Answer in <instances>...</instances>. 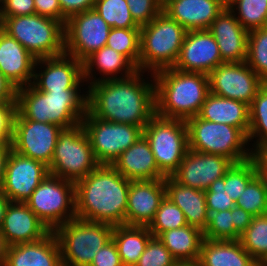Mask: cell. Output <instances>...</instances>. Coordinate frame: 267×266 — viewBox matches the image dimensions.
Wrapping results in <instances>:
<instances>
[{
	"label": "cell",
	"instance_id": "obj_48",
	"mask_svg": "<svg viewBox=\"0 0 267 266\" xmlns=\"http://www.w3.org/2000/svg\"><path fill=\"white\" fill-rule=\"evenodd\" d=\"M90 266H123L113 239L96 253Z\"/></svg>",
	"mask_w": 267,
	"mask_h": 266
},
{
	"label": "cell",
	"instance_id": "obj_23",
	"mask_svg": "<svg viewBox=\"0 0 267 266\" xmlns=\"http://www.w3.org/2000/svg\"><path fill=\"white\" fill-rule=\"evenodd\" d=\"M225 7V0H170L162 10L187 31H192L209 29Z\"/></svg>",
	"mask_w": 267,
	"mask_h": 266
},
{
	"label": "cell",
	"instance_id": "obj_15",
	"mask_svg": "<svg viewBox=\"0 0 267 266\" xmlns=\"http://www.w3.org/2000/svg\"><path fill=\"white\" fill-rule=\"evenodd\" d=\"M209 91L250 105L265 83L246 62H225L209 74Z\"/></svg>",
	"mask_w": 267,
	"mask_h": 266
},
{
	"label": "cell",
	"instance_id": "obj_5",
	"mask_svg": "<svg viewBox=\"0 0 267 266\" xmlns=\"http://www.w3.org/2000/svg\"><path fill=\"white\" fill-rule=\"evenodd\" d=\"M187 30L163 10L140 28L139 71L155 73L175 65Z\"/></svg>",
	"mask_w": 267,
	"mask_h": 266
},
{
	"label": "cell",
	"instance_id": "obj_34",
	"mask_svg": "<svg viewBox=\"0 0 267 266\" xmlns=\"http://www.w3.org/2000/svg\"><path fill=\"white\" fill-rule=\"evenodd\" d=\"M226 6L247 31L267 27V0H227Z\"/></svg>",
	"mask_w": 267,
	"mask_h": 266
},
{
	"label": "cell",
	"instance_id": "obj_44",
	"mask_svg": "<svg viewBox=\"0 0 267 266\" xmlns=\"http://www.w3.org/2000/svg\"><path fill=\"white\" fill-rule=\"evenodd\" d=\"M135 23L142 27L150 23L161 11L162 6L156 0H126Z\"/></svg>",
	"mask_w": 267,
	"mask_h": 266
},
{
	"label": "cell",
	"instance_id": "obj_27",
	"mask_svg": "<svg viewBox=\"0 0 267 266\" xmlns=\"http://www.w3.org/2000/svg\"><path fill=\"white\" fill-rule=\"evenodd\" d=\"M82 68L87 86L99 81L126 78L138 71L124 55L108 46L88 56L82 62ZM98 74L100 76L97 78Z\"/></svg>",
	"mask_w": 267,
	"mask_h": 266
},
{
	"label": "cell",
	"instance_id": "obj_8",
	"mask_svg": "<svg viewBox=\"0 0 267 266\" xmlns=\"http://www.w3.org/2000/svg\"><path fill=\"white\" fill-rule=\"evenodd\" d=\"M113 225L75 218L57 227L62 266H90L96 253L112 239Z\"/></svg>",
	"mask_w": 267,
	"mask_h": 266
},
{
	"label": "cell",
	"instance_id": "obj_45",
	"mask_svg": "<svg viewBox=\"0 0 267 266\" xmlns=\"http://www.w3.org/2000/svg\"><path fill=\"white\" fill-rule=\"evenodd\" d=\"M224 187V177H222L215 180L207 190L204 191L207 209L225 211L236 206L235 201L229 197L228 193H225Z\"/></svg>",
	"mask_w": 267,
	"mask_h": 266
},
{
	"label": "cell",
	"instance_id": "obj_54",
	"mask_svg": "<svg viewBox=\"0 0 267 266\" xmlns=\"http://www.w3.org/2000/svg\"><path fill=\"white\" fill-rule=\"evenodd\" d=\"M11 149L12 145H0V190L3 186L5 165Z\"/></svg>",
	"mask_w": 267,
	"mask_h": 266
},
{
	"label": "cell",
	"instance_id": "obj_21",
	"mask_svg": "<svg viewBox=\"0 0 267 266\" xmlns=\"http://www.w3.org/2000/svg\"><path fill=\"white\" fill-rule=\"evenodd\" d=\"M8 247L43 239L51 231L24 202H10L1 227Z\"/></svg>",
	"mask_w": 267,
	"mask_h": 266
},
{
	"label": "cell",
	"instance_id": "obj_20",
	"mask_svg": "<svg viewBox=\"0 0 267 266\" xmlns=\"http://www.w3.org/2000/svg\"><path fill=\"white\" fill-rule=\"evenodd\" d=\"M165 196V179L131 181L126 225L148 226Z\"/></svg>",
	"mask_w": 267,
	"mask_h": 266
},
{
	"label": "cell",
	"instance_id": "obj_24",
	"mask_svg": "<svg viewBox=\"0 0 267 266\" xmlns=\"http://www.w3.org/2000/svg\"><path fill=\"white\" fill-rule=\"evenodd\" d=\"M35 62L16 39L0 31V71L17 89L32 84Z\"/></svg>",
	"mask_w": 267,
	"mask_h": 266
},
{
	"label": "cell",
	"instance_id": "obj_53",
	"mask_svg": "<svg viewBox=\"0 0 267 266\" xmlns=\"http://www.w3.org/2000/svg\"><path fill=\"white\" fill-rule=\"evenodd\" d=\"M17 88L0 71V103L16 102Z\"/></svg>",
	"mask_w": 267,
	"mask_h": 266
},
{
	"label": "cell",
	"instance_id": "obj_33",
	"mask_svg": "<svg viewBox=\"0 0 267 266\" xmlns=\"http://www.w3.org/2000/svg\"><path fill=\"white\" fill-rule=\"evenodd\" d=\"M248 141L252 151L267 144V82L259 88L249 105Z\"/></svg>",
	"mask_w": 267,
	"mask_h": 266
},
{
	"label": "cell",
	"instance_id": "obj_51",
	"mask_svg": "<svg viewBox=\"0 0 267 266\" xmlns=\"http://www.w3.org/2000/svg\"><path fill=\"white\" fill-rule=\"evenodd\" d=\"M253 215L245 211L243 208L235 206L233 207V223L235 231L241 236V234L251 224Z\"/></svg>",
	"mask_w": 267,
	"mask_h": 266
},
{
	"label": "cell",
	"instance_id": "obj_57",
	"mask_svg": "<svg viewBox=\"0 0 267 266\" xmlns=\"http://www.w3.org/2000/svg\"><path fill=\"white\" fill-rule=\"evenodd\" d=\"M175 266H199L197 262H178Z\"/></svg>",
	"mask_w": 267,
	"mask_h": 266
},
{
	"label": "cell",
	"instance_id": "obj_40",
	"mask_svg": "<svg viewBox=\"0 0 267 266\" xmlns=\"http://www.w3.org/2000/svg\"><path fill=\"white\" fill-rule=\"evenodd\" d=\"M186 225L188 224L182 210L165 196L155 213L154 219L147 227L153 237H158L162 232Z\"/></svg>",
	"mask_w": 267,
	"mask_h": 266
},
{
	"label": "cell",
	"instance_id": "obj_13",
	"mask_svg": "<svg viewBox=\"0 0 267 266\" xmlns=\"http://www.w3.org/2000/svg\"><path fill=\"white\" fill-rule=\"evenodd\" d=\"M111 28L94 9L72 15L64 26L65 53L83 62L106 46Z\"/></svg>",
	"mask_w": 267,
	"mask_h": 266
},
{
	"label": "cell",
	"instance_id": "obj_6",
	"mask_svg": "<svg viewBox=\"0 0 267 266\" xmlns=\"http://www.w3.org/2000/svg\"><path fill=\"white\" fill-rule=\"evenodd\" d=\"M186 124L190 150L225 156L233 163L252 158L248 136L241 129L199 116L188 118Z\"/></svg>",
	"mask_w": 267,
	"mask_h": 266
},
{
	"label": "cell",
	"instance_id": "obj_4",
	"mask_svg": "<svg viewBox=\"0 0 267 266\" xmlns=\"http://www.w3.org/2000/svg\"><path fill=\"white\" fill-rule=\"evenodd\" d=\"M87 90L39 91L29 84L17 89V111L28 120L71 128L80 124L87 113Z\"/></svg>",
	"mask_w": 267,
	"mask_h": 266
},
{
	"label": "cell",
	"instance_id": "obj_22",
	"mask_svg": "<svg viewBox=\"0 0 267 266\" xmlns=\"http://www.w3.org/2000/svg\"><path fill=\"white\" fill-rule=\"evenodd\" d=\"M208 30L216 40L224 62H246L249 31L243 28L227 6Z\"/></svg>",
	"mask_w": 267,
	"mask_h": 266
},
{
	"label": "cell",
	"instance_id": "obj_55",
	"mask_svg": "<svg viewBox=\"0 0 267 266\" xmlns=\"http://www.w3.org/2000/svg\"><path fill=\"white\" fill-rule=\"evenodd\" d=\"M10 202L8 197L0 190V228L3 225L5 213Z\"/></svg>",
	"mask_w": 267,
	"mask_h": 266
},
{
	"label": "cell",
	"instance_id": "obj_3",
	"mask_svg": "<svg viewBox=\"0 0 267 266\" xmlns=\"http://www.w3.org/2000/svg\"><path fill=\"white\" fill-rule=\"evenodd\" d=\"M153 76L155 114L185 121L198 116L210 92L208 75L170 67L155 72Z\"/></svg>",
	"mask_w": 267,
	"mask_h": 266
},
{
	"label": "cell",
	"instance_id": "obj_58",
	"mask_svg": "<svg viewBox=\"0 0 267 266\" xmlns=\"http://www.w3.org/2000/svg\"><path fill=\"white\" fill-rule=\"evenodd\" d=\"M162 7L166 5L170 0H156Z\"/></svg>",
	"mask_w": 267,
	"mask_h": 266
},
{
	"label": "cell",
	"instance_id": "obj_46",
	"mask_svg": "<svg viewBox=\"0 0 267 266\" xmlns=\"http://www.w3.org/2000/svg\"><path fill=\"white\" fill-rule=\"evenodd\" d=\"M16 112V102L0 103V145H11Z\"/></svg>",
	"mask_w": 267,
	"mask_h": 266
},
{
	"label": "cell",
	"instance_id": "obj_59",
	"mask_svg": "<svg viewBox=\"0 0 267 266\" xmlns=\"http://www.w3.org/2000/svg\"><path fill=\"white\" fill-rule=\"evenodd\" d=\"M260 266H267V257L262 261Z\"/></svg>",
	"mask_w": 267,
	"mask_h": 266
},
{
	"label": "cell",
	"instance_id": "obj_60",
	"mask_svg": "<svg viewBox=\"0 0 267 266\" xmlns=\"http://www.w3.org/2000/svg\"><path fill=\"white\" fill-rule=\"evenodd\" d=\"M3 20L1 17V10H0V31L2 30Z\"/></svg>",
	"mask_w": 267,
	"mask_h": 266
},
{
	"label": "cell",
	"instance_id": "obj_50",
	"mask_svg": "<svg viewBox=\"0 0 267 266\" xmlns=\"http://www.w3.org/2000/svg\"><path fill=\"white\" fill-rule=\"evenodd\" d=\"M96 0H59L63 16L68 19L74 14L91 10Z\"/></svg>",
	"mask_w": 267,
	"mask_h": 266
},
{
	"label": "cell",
	"instance_id": "obj_35",
	"mask_svg": "<svg viewBox=\"0 0 267 266\" xmlns=\"http://www.w3.org/2000/svg\"><path fill=\"white\" fill-rule=\"evenodd\" d=\"M243 248L259 263L267 257V214L253 216L251 224L241 234Z\"/></svg>",
	"mask_w": 267,
	"mask_h": 266
},
{
	"label": "cell",
	"instance_id": "obj_41",
	"mask_svg": "<svg viewBox=\"0 0 267 266\" xmlns=\"http://www.w3.org/2000/svg\"><path fill=\"white\" fill-rule=\"evenodd\" d=\"M93 9L112 28H141L133 20L126 0H96Z\"/></svg>",
	"mask_w": 267,
	"mask_h": 266
},
{
	"label": "cell",
	"instance_id": "obj_32",
	"mask_svg": "<svg viewBox=\"0 0 267 266\" xmlns=\"http://www.w3.org/2000/svg\"><path fill=\"white\" fill-rule=\"evenodd\" d=\"M153 237L147 226L116 225L112 239L123 266H134Z\"/></svg>",
	"mask_w": 267,
	"mask_h": 266
},
{
	"label": "cell",
	"instance_id": "obj_14",
	"mask_svg": "<svg viewBox=\"0 0 267 266\" xmlns=\"http://www.w3.org/2000/svg\"><path fill=\"white\" fill-rule=\"evenodd\" d=\"M62 130V127L53 123L25 119L17 111L14 118L12 149L49 166Z\"/></svg>",
	"mask_w": 267,
	"mask_h": 266
},
{
	"label": "cell",
	"instance_id": "obj_30",
	"mask_svg": "<svg viewBox=\"0 0 267 266\" xmlns=\"http://www.w3.org/2000/svg\"><path fill=\"white\" fill-rule=\"evenodd\" d=\"M165 190L166 197L184 213L187 224L203 232L207 214L205 192L179 184L171 176L165 178Z\"/></svg>",
	"mask_w": 267,
	"mask_h": 266
},
{
	"label": "cell",
	"instance_id": "obj_38",
	"mask_svg": "<svg viewBox=\"0 0 267 266\" xmlns=\"http://www.w3.org/2000/svg\"><path fill=\"white\" fill-rule=\"evenodd\" d=\"M246 63L267 82V27L249 31Z\"/></svg>",
	"mask_w": 267,
	"mask_h": 266
},
{
	"label": "cell",
	"instance_id": "obj_39",
	"mask_svg": "<svg viewBox=\"0 0 267 266\" xmlns=\"http://www.w3.org/2000/svg\"><path fill=\"white\" fill-rule=\"evenodd\" d=\"M203 238L209 240H240L233 223V208L225 211L207 209Z\"/></svg>",
	"mask_w": 267,
	"mask_h": 266
},
{
	"label": "cell",
	"instance_id": "obj_19",
	"mask_svg": "<svg viewBox=\"0 0 267 266\" xmlns=\"http://www.w3.org/2000/svg\"><path fill=\"white\" fill-rule=\"evenodd\" d=\"M225 63L218 44L207 30L187 31L181 46L179 58L173 68L183 72L208 75L218 65Z\"/></svg>",
	"mask_w": 267,
	"mask_h": 266
},
{
	"label": "cell",
	"instance_id": "obj_28",
	"mask_svg": "<svg viewBox=\"0 0 267 266\" xmlns=\"http://www.w3.org/2000/svg\"><path fill=\"white\" fill-rule=\"evenodd\" d=\"M199 266H260L240 240H209L201 244Z\"/></svg>",
	"mask_w": 267,
	"mask_h": 266
},
{
	"label": "cell",
	"instance_id": "obj_49",
	"mask_svg": "<svg viewBox=\"0 0 267 266\" xmlns=\"http://www.w3.org/2000/svg\"><path fill=\"white\" fill-rule=\"evenodd\" d=\"M36 14L60 21L64 26L67 19L63 16L59 0H34Z\"/></svg>",
	"mask_w": 267,
	"mask_h": 266
},
{
	"label": "cell",
	"instance_id": "obj_2",
	"mask_svg": "<svg viewBox=\"0 0 267 266\" xmlns=\"http://www.w3.org/2000/svg\"><path fill=\"white\" fill-rule=\"evenodd\" d=\"M130 182L112 165H99L75 182L76 218L126 225Z\"/></svg>",
	"mask_w": 267,
	"mask_h": 266
},
{
	"label": "cell",
	"instance_id": "obj_17",
	"mask_svg": "<svg viewBox=\"0 0 267 266\" xmlns=\"http://www.w3.org/2000/svg\"><path fill=\"white\" fill-rule=\"evenodd\" d=\"M32 85L39 91H62L87 87L83 79L82 62L66 53L36 59Z\"/></svg>",
	"mask_w": 267,
	"mask_h": 266
},
{
	"label": "cell",
	"instance_id": "obj_42",
	"mask_svg": "<svg viewBox=\"0 0 267 266\" xmlns=\"http://www.w3.org/2000/svg\"><path fill=\"white\" fill-rule=\"evenodd\" d=\"M235 204L253 216L267 214V184L259 174L248 183Z\"/></svg>",
	"mask_w": 267,
	"mask_h": 266
},
{
	"label": "cell",
	"instance_id": "obj_29",
	"mask_svg": "<svg viewBox=\"0 0 267 266\" xmlns=\"http://www.w3.org/2000/svg\"><path fill=\"white\" fill-rule=\"evenodd\" d=\"M198 116L206 121L237 127L248 136L249 105L242 101L224 98L209 92Z\"/></svg>",
	"mask_w": 267,
	"mask_h": 266
},
{
	"label": "cell",
	"instance_id": "obj_11",
	"mask_svg": "<svg viewBox=\"0 0 267 266\" xmlns=\"http://www.w3.org/2000/svg\"><path fill=\"white\" fill-rule=\"evenodd\" d=\"M25 203L50 231H54L76 218L75 183L48 174Z\"/></svg>",
	"mask_w": 267,
	"mask_h": 266
},
{
	"label": "cell",
	"instance_id": "obj_47",
	"mask_svg": "<svg viewBox=\"0 0 267 266\" xmlns=\"http://www.w3.org/2000/svg\"><path fill=\"white\" fill-rule=\"evenodd\" d=\"M1 17L36 14L34 0H2Z\"/></svg>",
	"mask_w": 267,
	"mask_h": 266
},
{
	"label": "cell",
	"instance_id": "obj_26",
	"mask_svg": "<svg viewBox=\"0 0 267 266\" xmlns=\"http://www.w3.org/2000/svg\"><path fill=\"white\" fill-rule=\"evenodd\" d=\"M5 266H62L55 233L51 231L43 239L9 246Z\"/></svg>",
	"mask_w": 267,
	"mask_h": 266
},
{
	"label": "cell",
	"instance_id": "obj_9",
	"mask_svg": "<svg viewBox=\"0 0 267 266\" xmlns=\"http://www.w3.org/2000/svg\"><path fill=\"white\" fill-rule=\"evenodd\" d=\"M159 170L171 176L189 150L185 120L164 118L155 114L143 128Z\"/></svg>",
	"mask_w": 267,
	"mask_h": 266
},
{
	"label": "cell",
	"instance_id": "obj_52",
	"mask_svg": "<svg viewBox=\"0 0 267 266\" xmlns=\"http://www.w3.org/2000/svg\"><path fill=\"white\" fill-rule=\"evenodd\" d=\"M252 158L256 162L258 174L267 184V144L256 147L252 151Z\"/></svg>",
	"mask_w": 267,
	"mask_h": 266
},
{
	"label": "cell",
	"instance_id": "obj_12",
	"mask_svg": "<svg viewBox=\"0 0 267 266\" xmlns=\"http://www.w3.org/2000/svg\"><path fill=\"white\" fill-rule=\"evenodd\" d=\"M81 124L99 165H112L121 153L143 135L140 126L104 121L94 117L88 110Z\"/></svg>",
	"mask_w": 267,
	"mask_h": 266
},
{
	"label": "cell",
	"instance_id": "obj_25",
	"mask_svg": "<svg viewBox=\"0 0 267 266\" xmlns=\"http://www.w3.org/2000/svg\"><path fill=\"white\" fill-rule=\"evenodd\" d=\"M112 166L131 181L166 178L159 170L150 145L143 135L121 153Z\"/></svg>",
	"mask_w": 267,
	"mask_h": 266
},
{
	"label": "cell",
	"instance_id": "obj_43",
	"mask_svg": "<svg viewBox=\"0 0 267 266\" xmlns=\"http://www.w3.org/2000/svg\"><path fill=\"white\" fill-rule=\"evenodd\" d=\"M177 263L159 238L152 237L134 266H175Z\"/></svg>",
	"mask_w": 267,
	"mask_h": 266
},
{
	"label": "cell",
	"instance_id": "obj_36",
	"mask_svg": "<svg viewBox=\"0 0 267 266\" xmlns=\"http://www.w3.org/2000/svg\"><path fill=\"white\" fill-rule=\"evenodd\" d=\"M106 46L124 55L139 70L140 28H111Z\"/></svg>",
	"mask_w": 267,
	"mask_h": 266
},
{
	"label": "cell",
	"instance_id": "obj_10",
	"mask_svg": "<svg viewBox=\"0 0 267 266\" xmlns=\"http://www.w3.org/2000/svg\"><path fill=\"white\" fill-rule=\"evenodd\" d=\"M98 166L81 123L59 133L54 155L48 166L49 174L75 183Z\"/></svg>",
	"mask_w": 267,
	"mask_h": 266
},
{
	"label": "cell",
	"instance_id": "obj_37",
	"mask_svg": "<svg viewBox=\"0 0 267 266\" xmlns=\"http://www.w3.org/2000/svg\"><path fill=\"white\" fill-rule=\"evenodd\" d=\"M258 174L256 162L253 158L246 161L233 163L224 176L225 193L233 201L240 197L248 183Z\"/></svg>",
	"mask_w": 267,
	"mask_h": 266
},
{
	"label": "cell",
	"instance_id": "obj_18",
	"mask_svg": "<svg viewBox=\"0 0 267 266\" xmlns=\"http://www.w3.org/2000/svg\"><path fill=\"white\" fill-rule=\"evenodd\" d=\"M232 165L225 156L189 149L171 177L179 184L205 191L215 180L224 177Z\"/></svg>",
	"mask_w": 267,
	"mask_h": 266
},
{
	"label": "cell",
	"instance_id": "obj_31",
	"mask_svg": "<svg viewBox=\"0 0 267 266\" xmlns=\"http://www.w3.org/2000/svg\"><path fill=\"white\" fill-rule=\"evenodd\" d=\"M158 238L177 262H198L204 239L200 229L186 225L162 232Z\"/></svg>",
	"mask_w": 267,
	"mask_h": 266
},
{
	"label": "cell",
	"instance_id": "obj_1",
	"mask_svg": "<svg viewBox=\"0 0 267 266\" xmlns=\"http://www.w3.org/2000/svg\"><path fill=\"white\" fill-rule=\"evenodd\" d=\"M87 89V110L98 119L143 129L155 115L153 73L138 70L126 78L92 83Z\"/></svg>",
	"mask_w": 267,
	"mask_h": 266
},
{
	"label": "cell",
	"instance_id": "obj_7",
	"mask_svg": "<svg viewBox=\"0 0 267 266\" xmlns=\"http://www.w3.org/2000/svg\"><path fill=\"white\" fill-rule=\"evenodd\" d=\"M2 30L16 39L36 59L65 53L64 25L38 14L2 17Z\"/></svg>",
	"mask_w": 267,
	"mask_h": 266
},
{
	"label": "cell",
	"instance_id": "obj_56",
	"mask_svg": "<svg viewBox=\"0 0 267 266\" xmlns=\"http://www.w3.org/2000/svg\"><path fill=\"white\" fill-rule=\"evenodd\" d=\"M7 248L8 245L3 238V233L0 228V266H5Z\"/></svg>",
	"mask_w": 267,
	"mask_h": 266
},
{
	"label": "cell",
	"instance_id": "obj_16",
	"mask_svg": "<svg viewBox=\"0 0 267 266\" xmlns=\"http://www.w3.org/2000/svg\"><path fill=\"white\" fill-rule=\"evenodd\" d=\"M48 174V166L44 163L11 149L1 190L11 202L25 203Z\"/></svg>",
	"mask_w": 267,
	"mask_h": 266
}]
</instances>
